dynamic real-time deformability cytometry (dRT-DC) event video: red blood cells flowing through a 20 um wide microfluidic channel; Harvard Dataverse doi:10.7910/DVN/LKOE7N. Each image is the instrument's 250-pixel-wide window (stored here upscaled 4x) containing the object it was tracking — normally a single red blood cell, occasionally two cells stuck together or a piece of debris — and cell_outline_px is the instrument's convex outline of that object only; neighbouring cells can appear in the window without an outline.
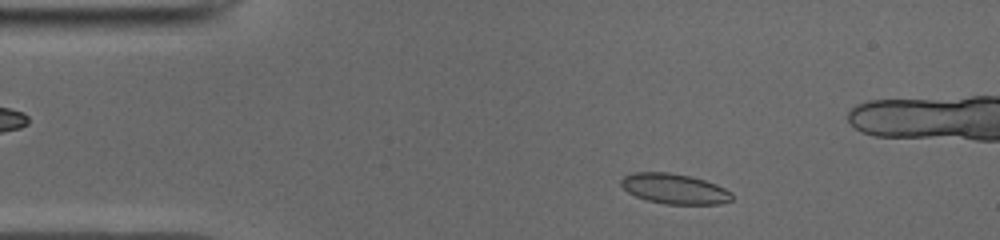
{"species": "common noctule bat (a hibernating species)", "species_latin": "Nyctalus noctula", "temperature_condition": "cold", "stored_images_in_passage": 47, "camera_frame_rate_fps": 3000, "um_per_image_px": 0.085, "animal": {"sex": "male", "body_mass_g": 19.0, "forearm_length_mm": 50.8}, "frame": {"image": 1, "passage_image": 4, "time_ms": 1.0, "image_size_px": [1000, 240], "cell_outline_px": [[732, 200], [720, 204], [664, 204], [648, 200], [636, 196], [628, 192], [620, 184], [620, 180], [624, 176], [632, 172], [668, 172], [688, 176], [704, 180], [716, 184], [732, 192]], "centroid_in_image_um": [57.32, 16.04], "position_along_channel_um": 27.7, "area_um2": 19.48}}
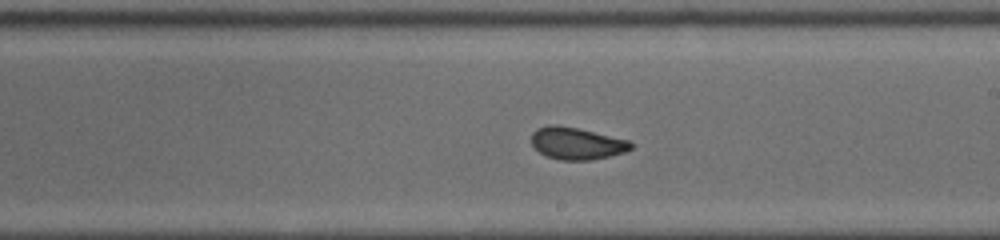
{"frame": {"image": 2, "passage_image": 24, "time_ms": 7.667, "image_size_px": [1000, 240], "cell_outline_px": [[632, 148], [624, 152], [592, 160], [560, 160], [548, 156], [540, 152], [532, 144], [532, 132], [536, 128], [548, 124], [556, 124], [576, 128], [628, 140], [632, 144]], "centroid_in_image_um": [48.98, 12.18], "position_along_channel_um": 240.0, "area_um2": 18.38}}
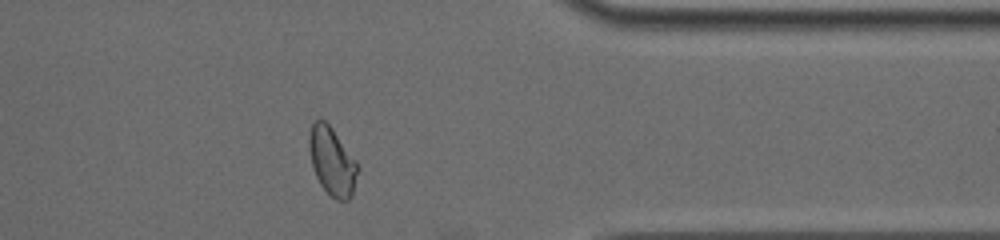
{"frame": {"image": 3, "passage_image": 36, "time_ms": 11.667, "image_size_px": [1000, 240], "cell_outline_px": [[360, 168], [352, 196], [348, 200], [336, 200], [320, 184], [312, 168], [308, 148], [308, 136], [312, 124], [316, 120], [324, 120], [332, 128], [360, 164]], "centroid_in_image_um": [28.25, 13.71], "position_along_channel_um": 383.2, "area_um2": 19.59}, "authors_computed_cell_mechanics": {"area_um2": 19.3052, "velocity_mm_per_s": 3.9448, "shape_relaxation_time_tau1_ms": 5.7929, "shape_relaxation_time_tau2_ms": 1.191, "deformation_change_tau1": 0.1881, "deformation_change_tau2": 0.0701}}